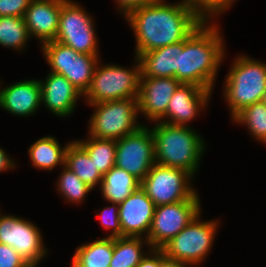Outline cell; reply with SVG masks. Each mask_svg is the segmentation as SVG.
I'll list each match as a JSON object with an SVG mask.
<instances>
[{"label": "cell", "mask_w": 266, "mask_h": 267, "mask_svg": "<svg viewBox=\"0 0 266 267\" xmlns=\"http://www.w3.org/2000/svg\"><path fill=\"white\" fill-rule=\"evenodd\" d=\"M201 214L202 212L160 248L167 258L189 264L191 267H200L206 262L222 223L220 219L215 218L203 221Z\"/></svg>", "instance_id": "obj_6"}, {"label": "cell", "mask_w": 266, "mask_h": 267, "mask_svg": "<svg viewBox=\"0 0 266 267\" xmlns=\"http://www.w3.org/2000/svg\"><path fill=\"white\" fill-rule=\"evenodd\" d=\"M217 21H204L183 41L175 78L213 91L219 68L226 59V40Z\"/></svg>", "instance_id": "obj_2"}, {"label": "cell", "mask_w": 266, "mask_h": 267, "mask_svg": "<svg viewBox=\"0 0 266 267\" xmlns=\"http://www.w3.org/2000/svg\"><path fill=\"white\" fill-rule=\"evenodd\" d=\"M150 249L149 242L143 237L114 238V252L109 267H136Z\"/></svg>", "instance_id": "obj_25"}, {"label": "cell", "mask_w": 266, "mask_h": 267, "mask_svg": "<svg viewBox=\"0 0 266 267\" xmlns=\"http://www.w3.org/2000/svg\"><path fill=\"white\" fill-rule=\"evenodd\" d=\"M135 39L134 56L186 40L204 21L183 0H158L125 17Z\"/></svg>", "instance_id": "obj_1"}, {"label": "cell", "mask_w": 266, "mask_h": 267, "mask_svg": "<svg viewBox=\"0 0 266 267\" xmlns=\"http://www.w3.org/2000/svg\"><path fill=\"white\" fill-rule=\"evenodd\" d=\"M56 191L66 203L81 205L94 189L79 179L65 165L61 167L55 184Z\"/></svg>", "instance_id": "obj_29"}, {"label": "cell", "mask_w": 266, "mask_h": 267, "mask_svg": "<svg viewBox=\"0 0 266 267\" xmlns=\"http://www.w3.org/2000/svg\"><path fill=\"white\" fill-rule=\"evenodd\" d=\"M42 234L35 222L0 208V243L12 247L33 267H39L50 251Z\"/></svg>", "instance_id": "obj_10"}, {"label": "cell", "mask_w": 266, "mask_h": 267, "mask_svg": "<svg viewBox=\"0 0 266 267\" xmlns=\"http://www.w3.org/2000/svg\"><path fill=\"white\" fill-rule=\"evenodd\" d=\"M39 83L41 106H45L46 110L59 118L70 117L75 113L79 100L84 98L83 94L61 74L48 72L45 78H39Z\"/></svg>", "instance_id": "obj_16"}, {"label": "cell", "mask_w": 266, "mask_h": 267, "mask_svg": "<svg viewBox=\"0 0 266 267\" xmlns=\"http://www.w3.org/2000/svg\"><path fill=\"white\" fill-rule=\"evenodd\" d=\"M152 125L155 163L184 169L196 178L207 149L202 134L193 126H174L160 121Z\"/></svg>", "instance_id": "obj_3"}, {"label": "cell", "mask_w": 266, "mask_h": 267, "mask_svg": "<svg viewBox=\"0 0 266 267\" xmlns=\"http://www.w3.org/2000/svg\"><path fill=\"white\" fill-rule=\"evenodd\" d=\"M6 151L3 147L0 146V173L12 171L17 169V161Z\"/></svg>", "instance_id": "obj_36"}, {"label": "cell", "mask_w": 266, "mask_h": 267, "mask_svg": "<svg viewBox=\"0 0 266 267\" xmlns=\"http://www.w3.org/2000/svg\"><path fill=\"white\" fill-rule=\"evenodd\" d=\"M88 106L94 111L88 121L87 135L118 140L143 126L139 121L137 98L104 101Z\"/></svg>", "instance_id": "obj_7"}, {"label": "cell", "mask_w": 266, "mask_h": 267, "mask_svg": "<svg viewBox=\"0 0 266 267\" xmlns=\"http://www.w3.org/2000/svg\"><path fill=\"white\" fill-rule=\"evenodd\" d=\"M201 200H186L155 207L152 225L146 238L151 248L160 249L178 235L202 212Z\"/></svg>", "instance_id": "obj_13"}, {"label": "cell", "mask_w": 266, "mask_h": 267, "mask_svg": "<svg viewBox=\"0 0 266 267\" xmlns=\"http://www.w3.org/2000/svg\"><path fill=\"white\" fill-rule=\"evenodd\" d=\"M160 249L151 248L136 267H159Z\"/></svg>", "instance_id": "obj_35"}, {"label": "cell", "mask_w": 266, "mask_h": 267, "mask_svg": "<svg viewBox=\"0 0 266 267\" xmlns=\"http://www.w3.org/2000/svg\"><path fill=\"white\" fill-rule=\"evenodd\" d=\"M223 81L222 97L232 118L244 107L262 100L266 89V62L237 54Z\"/></svg>", "instance_id": "obj_4"}, {"label": "cell", "mask_w": 266, "mask_h": 267, "mask_svg": "<svg viewBox=\"0 0 266 267\" xmlns=\"http://www.w3.org/2000/svg\"><path fill=\"white\" fill-rule=\"evenodd\" d=\"M114 252V238L101 237L80 244L72 255L71 267H109Z\"/></svg>", "instance_id": "obj_23"}, {"label": "cell", "mask_w": 266, "mask_h": 267, "mask_svg": "<svg viewBox=\"0 0 266 267\" xmlns=\"http://www.w3.org/2000/svg\"><path fill=\"white\" fill-rule=\"evenodd\" d=\"M194 177L184 169L155 163L141 181V189L155 206L186 200H201L193 187Z\"/></svg>", "instance_id": "obj_9"}, {"label": "cell", "mask_w": 266, "mask_h": 267, "mask_svg": "<svg viewBox=\"0 0 266 267\" xmlns=\"http://www.w3.org/2000/svg\"><path fill=\"white\" fill-rule=\"evenodd\" d=\"M180 84L174 77L140 78L137 99L139 115L145 118L143 125L158 122L165 115L170 98Z\"/></svg>", "instance_id": "obj_15"}, {"label": "cell", "mask_w": 266, "mask_h": 267, "mask_svg": "<svg viewBox=\"0 0 266 267\" xmlns=\"http://www.w3.org/2000/svg\"><path fill=\"white\" fill-rule=\"evenodd\" d=\"M40 49L49 65V72L63 75L84 95L100 56L77 52L55 40L40 45Z\"/></svg>", "instance_id": "obj_11"}, {"label": "cell", "mask_w": 266, "mask_h": 267, "mask_svg": "<svg viewBox=\"0 0 266 267\" xmlns=\"http://www.w3.org/2000/svg\"><path fill=\"white\" fill-rule=\"evenodd\" d=\"M31 40L24 18L0 17V45L23 53Z\"/></svg>", "instance_id": "obj_28"}, {"label": "cell", "mask_w": 266, "mask_h": 267, "mask_svg": "<svg viewBox=\"0 0 266 267\" xmlns=\"http://www.w3.org/2000/svg\"><path fill=\"white\" fill-rule=\"evenodd\" d=\"M158 0H114L117 12L124 18L133 9L155 3Z\"/></svg>", "instance_id": "obj_34"}, {"label": "cell", "mask_w": 266, "mask_h": 267, "mask_svg": "<svg viewBox=\"0 0 266 267\" xmlns=\"http://www.w3.org/2000/svg\"><path fill=\"white\" fill-rule=\"evenodd\" d=\"M111 205H106L102 209H97L95 216L100 219V224L106 232V236L110 238L122 237V231L119 220V204L110 202ZM110 231V232H109Z\"/></svg>", "instance_id": "obj_31"}, {"label": "cell", "mask_w": 266, "mask_h": 267, "mask_svg": "<svg viewBox=\"0 0 266 267\" xmlns=\"http://www.w3.org/2000/svg\"><path fill=\"white\" fill-rule=\"evenodd\" d=\"M98 61L91 83L83 95V102L95 104L104 101L138 98L141 64L135 56L132 67Z\"/></svg>", "instance_id": "obj_5"}, {"label": "cell", "mask_w": 266, "mask_h": 267, "mask_svg": "<svg viewBox=\"0 0 266 267\" xmlns=\"http://www.w3.org/2000/svg\"><path fill=\"white\" fill-rule=\"evenodd\" d=\"M65 166L91 188H99L102 175L96 170V166L87 152L75 140H72L67 146Z\"/></svg>", "instance_id": "obj_24"}, {"label": "cell", "mask_w": 266, "mask_h": 267, "mask_svg": "<svg viewBox=\"0 0 266 267\" xmlns=\"http://www.w3.org/2000/svg\"><path fill=\"white\" fill-rule=\"evenodd\" d=\"M63 146L53 135L43 136L32 143L27 154L30 158V164L33 168L41 171H53L54 169L65 165V152L68 144Z\"/></svg>", "instance_id": "obj_21"}, {"label": "cell", "mask_w": 266, "mask_h": 267, "mask_svg": "<svg viewBox=\"0 0 266 267\" xmlns=\"http://www.w3.org/2000/svg\"><path fill=\"white\" fill-rule=\"evenodd\" d=\"M182 49L183 41L140 54L137 58L141 64V77L175 78Z\"/></svg>", "instance_id": "obj_20"}, {"label": "cell", "mask_w": 266, "mask_h": 267, "mask_svg": "<svg viewBox=\"0 0 266 267\" xmlns=\"http://www.w3.org/2000/svg\"><path fill=\"white\" fill-rule=\"evenodd\" d=\"M151 125L116 140L115 165L142 181L155 164Z\"/></svg>", "instance_id": "obj_12"}, {"label": "cell", "mask_w": 266, "mask_h": 267, "mask_svg": "<svg viewBox=\"0 0 266 267\" xmlns=\"http://www.w3.org/2000/svg\"><path fill=\"white\" fill-rule=\"evenodd\" d=\"M231 121L245 126L253 140L266 145V105L262 101L244 107L231 118Z\"/></svg>", "instance_id": "obj_27"}, {"label": "cell", "mask_w": 266, "mask_h": 267, "mask_svg": "<svg viewBox=\"0 0 266 267\" xmlns=\"http://www.w3.org/2000/svg\"><path fill=\"white\" fill-rule=\"evenodd\" d=\"M0 79V108L13 116H35L41 106L39 79H24L3 86ZM35 114V115H34Z\"/></svg>", "instance_id": "obj_17"}, {"label": "cell", "mask_w": 266, "mask_h": 267, "mask_svg": "<svg viewBox=\"0 0 266 267\" xmlns=\"http://www.w3.org/2000/svg\"><path fill=\"white\" fill-rule=\"evenodd\" d=\"M95 18L75 0H65L61 5L55 41L75 51L100 56Z\"/></svg>", "instance_id": "obj_8"}, {"label": "cell", "mask_w": 266, "mask_h": 267, "mask_svg": "<svg viewBox=\"0 0 266 267\" xmlns=\"http://www.w3.org/2000/svg\"><path fill=\"white\" fill-rule=\"evenodd\" d=\"M64 1H31L23 17L31 40L33 38L37 39V41H40L39 45L55 40L58 31L61 5Z\"/></svg>", "instance_id": "obj_19"}, {"label": "cell", "mask_w": 266, "mask_h": 267, "mask_svg": "<svg viewBox=\"0 0 266 267\" xmlns=\"http://www.w3.org/2000/svg\"><path fill=\"white\" fill-rule=\"evenodd\" d=\"M213 92L194 84L181 83L170 98L165 115L159 121L174 126H191L190 123L196 117L207 111Z\"/></svg>", "instance_id": "obj_14"}, {"label": "cell", "mask_w": 266, "mask_h": 267, "mask_svg": "<svg viewBox=\"0 0 266 267\" xmlns=\"http://www.w3.org/2000/svg\"><path fill=\"white\" fill-rule=\"evenodd\" d=\"M141 181L116 165L102 176L99 186L105 202L120 204L140 188Z\"/></svg>", "instance_id": "obj_22"}, {"label": "cell", "mask_w": 266, "mask_h": 267, "mask_svg": "<svg viewBox=\"0 0 266 267\" xmlns=\"http://www.w3.org/2000/svg\"><path fill=\"white\" fill-rule=\"evenodd\" d=\"M155 207L141 187L120 203L119 220L122 237L147 238Z\"/></svg>", "instance_id": "obj_18"}, {"label": "cell", "mask_w": 266, "mask_h": 267, "mask_svg": "<svg viewBox=\"0 0 266 267\" xmlns=\"http://www.w3.org/2000/svg\"><path fill=\"white\" fill-rule=\"evenodd\" d=\"M159 267H191L189 264L167 258L160 249V265Z\"/></svg>", "instance_id": "obj_37"}, {"label": "cell", "mask_w": 266, "mask_h": 267, "mask_svg": "<svg viewBox=\"0 0 266 267\" xmlns=\"http://www.w3.org/2000/svg\"><path fill=\"white\" fill-rule=\"evenodd\" d=\"M203 21H218L237 0H183ZM218 18V20H217ZM216 19V20H215Z\"/></svg>", "instance_id": "obj_30"}, {"label": "cell", "mask_w": 266, "mask_h": 267, "mask_svg": "<svg viewBox=\"0 0 266 267\" xmlns=\"http://www.w3.org/2000/svg\"><path fill=\"white\" fill-rule=\"evenodd\" d=\"M32 0H0V17H24Z\"/></svg>", "instance_id": "obj_33"}, {"label": "cell", "mask_w": 266, "mask_h": 267, "mask_svg": "<svg viewBox=\"0 0 266 267\" xmlns=\"http://www.w3.org/2000/svg\"><path fill=\"white\" fill-rule=\"evenodd\" d=\"M0 267H33L12 247L0 243Z\"/></svg>", "instance_id": "obj_32"}, {"label": "cell", "mask_w": 266, "mask_h": 267, "mask_svg": "<svg viewBox=\"0 0 266 267\" xmlns=\"http://www.w3.org/2000/svg\"><path fill=\"white\" fill-rule=\"evenodd\" d=\"M261 101L266 105V89H265V91H264V95H263Z\"/></svg>", "instance_id": "obj_38"}, {"label": "cell", "mask_w": 266, "mask_h": 267, "mask_svg": "<svg viewBox=\"0 0 266 267\" xmlns=\"http://www.w3.org/2000/svg\"><path fill=\"white\" fill-rule=\"evenodd\" d=\"M86 139H74L94 162L96 170L103 176L115 166L116 140L100 139L90 135Z\"/></svg>", "instance_id": "obj_26"}]
</instances>
